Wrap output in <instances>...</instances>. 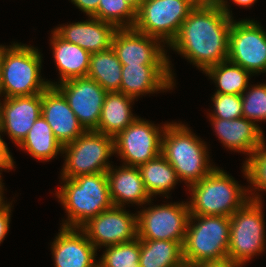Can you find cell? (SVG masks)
I'll return each instance as SVG.
<instances>
[{"label":"cell","mask_w":266,"mask_h":267,"mask_svg":"<svg viewBox=\"0 0 266 267\" xmlns=\"http://www.w3.org/2000/svg\"><path fill=\"white\" fill-rule=\"evenodd\" d=\"M232 21L216 1L200 0L168 47L204 72L227 60Z\"/></svg>","instance_id":"1"},{"label":"cell","mask_w":266,"mask_h":267,"mask_svg":"<svg viewBox=\"0 0 266 267\" xmlns=\"http://www.w3.org/2000/svg\"><path fill=\"white\" fill-rule=\"evenodd\" d=\"M31 45L0 47V96L5 98L43 93L54 82L41 76L42 55Z\"/></svg>","instance_id":"2"},{"label":"cell","mask_w":266,"mask_h":267,"mask_svg":"<svg viewBox=\"0 0 266 267\" xmlns=\"http://www.w3.org/2000/svg\"><path fill=\"white\" fill-rule=\"evenodd\" d=\"M61 179L64 184L55 194L68 213L62 227L81 228L91 218L113 206L106 172Z\"/></svg>","instance_id":"3"},{"label":"cell","mask_w":266,"mask_h":267,"mask_svg":"<svg viewBox=\"0 0 266 267\" xmlns=\"http://www.w3.org/2000/svg\"><path fill=\"white\" fill-rule=\"evenodd\" d=\"M188 126L177 122L168 123L162 135L161 154L175 169L177 177L187 187L210 174L212 166L208 147Z\"/></svg>","instance_id":"4"},{"label":"cell","mask_w":266,"mask_h":267,"mask_svg":"<svg viewBox=\"0 0 266 267\" xmlns=\"http://www.w3.org/2000/svg\"><path fill=\"white\" fill-rule=\"evenodd\" d=\"M188 189L191 192L188 202L191 215L231 217L250 200L248 189L219 167Z\"/></svg>","instance_id":"5"},{"label":"cell","mask_w":266,"mask_h":267,"mask_svg":"<svg viewBox=\"0 0 266 267\" xmlns=\"http://www.w3.org/2000/svg\"><path fill=\"white\" fill-rule=\"evenodd\" d=\"M229 239L230 217L190 215L183 243L186 267L228 259Z\"/></svg>","instance_id":"6"},{"label":"cell","mask_w":266,"mask_h":267,"mask_svg":"<svg viewBox=\"0 0 266 267\" xmlns=\"http://www.w3.org/2000/svg\"><path fill=\"white\" fill-rule=\"evenodd\" d=\"M200 0H137V31L169 46L182 23Z\"/></svg>","instance_id":"7"},{"label":"cell","mask_w":266,"mask_h":267,"mask_svg":"<svg viewBox=\"0 0 266 267\" xmlns=\"http://www.w3.org/2000/svg\"><path fill=\"white\" fill-rule=\"evenodd\" d=\"M62 154L65 162L61 178L106 172L111 167L109 158L115 154L114 137L85 131L75 141L63 145Z\"/></svg>","instance_id":"8"},{"label":"cell","mask_w":266,"mask_h":267,"mask_svg":"<svg viewBox=\"0 0 266 267\" xmlns=\"http://www.w3.org/2000/svg\"><path fill=\"white\" fill-rule=\"evenodd\" d=\"M262 202L249 200L230 217L228 259L244 265L266 250Z\"/></svg>","instance_id":"9"},{"label":"cell","mask_w":266,"mask_h":267,"mask_svg":"<svg viewBox=\"0 0 266 267\" xmlns=\"http://www.w3.org/2000/svg\"><path fill=\"white\" fill-rule=\"evenodd\" d=\"M190 215L188 201L143 208L137 214L138 238L184 242Z\"/></svg>","instance_id":"10"},{"label":"cell","mask_w":266,"mask_h":267,"mask_svg":"<svg viewBox=\"0 0 266 267\" xmlns=\"http://www.w3.org/2000/svg\"><path fill=\"white\" fill-rule=\"evenodd\" d=\"M167 124L158 127L138 117L114 137L115 153L124 161L122 165L138 167L160 155Z\"/></svg>","instance_id":"11"},{"label":"cell","mask_w":266,"mask_h":267,"mask_svg":"<svg viewBox=\"0 0 266 267\" xmlns=\"http://www.w3.org/2000/svg\"><path fill=\"white\" fill-rule=\"evenodd\" d=\"M254 20H233L229 33L227 60L253 76L266 72V32Z\"/></svg>","instance_id":"12"},{"label":"cell","mask_w":266,"mask_h":267,"mask_svg":"<svg viewBox=\"0 0 266 267\" xmlns=\"http://www.w3.org/2000/svg\"><path fill=\"white\" fill-rule=\"evenodd\" d=\"M135 28H118L112 40V49L122 65H169L174 80L171 61L165 45Z\"/></svg>","instance_id":"13"},{"label":"cell","mask_w":266,"mask_h":267,"mask_svg":"<svg viewBox=\"0 0 266 267\" xmlns=\"http://www.w3.org/2000/svg\"><path fill=\"white\" fill-rule=\"evenodd\" d=\"M124 208L112 206L81 227L96 249L138 238L137 214H131Z\"/></svg>","instance_id":"14"},{"label":"cell","mask_w":266,"mask_h":267,"mask_svg":"<svg viewBox=\"0 0 266 267\" xmlns=\"http://www.w3.org/2000/svg\"><path fill=\"white\" fill-rule=\"evenodd\" d=\"M55 83V87L66 98L69 107L84 129L86 131L96 130L107 92L95 80L88 77Z\"/></svg>","instance_id":"15"},{"label":"cell","mask_w":266,"mask_h":267,"mask_svg":"<svg viewBox=\"0 0 266 267\" xmlns=\"http://www.w3.org/2000/svg\"><path fill=\"white\" fill-rule=\"evenodd\" d=\"M42 93L4 98L0 102V127L2 132L18 146L41 115Z\"/></svg>","instance_id":"16"},{"label":"cell","mask_w":266,"mask_h":267,"mask_svg":"<svg viewBox=\"0 0 266 267\" xmlns=\"http://www.w3.org/2000/svg\"><path fill=\"white\" fill-rule=\"evenodd\" d=\"M51 244L55 267H98L97 249L81 228L62 227Z\"/></svg>","instance_id":"17"},{"label":"cell","mask_w":266,"mask_h":267,"mask_svg":"<svg viewBox=\"0 0 266 267\" xmlns=\"http://www.w3.org/2000/svg\"><path fill=\"white\" fill-rule=\"evenodd\" d=\"M41 115L62 145L75 141L86 131L55 86H49L42 93Z\"/></svg>","instance_id":"18"},{"label":"cell","mask_w":266,"mask_h":267,"mask_svg":"<svg viewBox=\"0 0 266 267\" xmlns=\"http://www.w3.org/2000/svg\"><path fill=\"white\" fill-rule=\"evenodd\" d=\"M88 19V21L61 25L53 31L63 40L80 46L90 54L111 48L118 28L112 23L91 16Z\"/></svg>","instance_id":"19"},{"label":"cell","mask_w":266,"mask_h":267,"mask_svg":"<svg viewBox=\"0 0 266 267\" xmlns=\"http://www.w3.org/2000/svg\"><path fill=\"white\" fill-rule=\"evenodd\" d=\"M169 65H122L120 92L136 98L175 86Z\"/></svg>","instance_id":"20"},{"label":"cell","mask_w":266,"mask_h":267,"mask_svg":"<svg viewBox=\"0 0 266 267\" xmlns=\"http://www.w3.org/2000/svg\"><path fill=\"white\" fill-rule=\"evenodd\" d=\"M210 121L224 147L234 152L246 153L250 157L265 140L261 127L245 117L232 120L210 118Z\"/></svg>","instance_id":"21"},{"label":"cell","mask_w":266,"mask_h":267,"mask_svg":"<svg viewBox=\"0 0 266 267\" xmlns=\"http://www.w3.org/2000/svg\"><path fill=\"white\" fill-rule=\"evenodd\" d=\"M112 165L107 171L109 194L113 206L124 207L128 204L139 206L149 204V196L138 167L122 165L118 169Z\"/></svg>","instance_id":"22"},{"label":"cell","mask_w":266,"mask_h":267,"mask_svg":"<svg viewBox=\"0 0 266 267\" xmlns=\"http://www.w3.org/2000/svg\"><path fill=\"white\" fill-rule=\"evenodd\" d=\"M50 38L53 57L60 75V82L80 77H87L90 53L80 46L69 43L53 30Z\"/></svg>","instance_id":"23"},{"label":"cell","mask_w":266,"mask_h":267,"mask_svg":"<svg viewBox=\"0 0 266 267\" xmlns=\"http://www.w3.org/2000/svg\"><path fill=\"white\" fill-rule=\"evenodd\" d=\"M135 98L121 92H107L104 98L97 132L116 137L138 116H134L131 105Z\"/></svg>","instance_id":"24"},{"label":"cell","mask_w":266,"mask_h":267,"mask_svg":"<svg viewBox=\"0 0 266 267\" xmlns=\"http://www.w3.org/2000/svg\"><path fill=\"white\" fill-rule=\"evenodd\" d=\"M183 243L140 239V267H186Z\"/></svg>","instance_id":"25"},{"label":"cell","mask_w":266,"mask_h":267,"mask_svg":"<svg viewBox=\"0 0 266 267\" xmlns=\"http://www.w3.org/2000/svg\"><path fill=\"white\" fill-rule=\"evenodd\" d=\"M18 147L36 160L47 162L59 153L62 154L63 145L55 138L50 125L40 115Z\"/></svg>","instance_id":"26"},{"label":"cell","mask_w":266,"mask_h":267,"mask_svg":"<svg viewBox=\"0 0 266 267\" xmlns=\"http://www.w3.org/2000/svg\"><path fill=\"white\" fill-rule=\"evenodd\" d=\"M138 169L150 197L162 194L168 199L167 194L180 181L175 169L162 154L138 166Z\"/></svg>","instance_id":"27"},{"label":"cell","mask_w":266,"mask_h":267,"mask_svg":"<svg viewBox=\"0 0 266 267\" xmlns=\"http://www.w3.org/2000/svg\"><path fill=\"white\" fill-rule=\"evenodd\" d=\"M87 77L95 80L106 92H120L122 64L112 47L90 55Z\"/></svg>","instance_id":"28"},{"label":"cell","mask_w":266,"mask_h":267,"mask_svg":"<svg viewBox=\"0 0 266 267\" xmlns=\"http://www.w3.org/2000/svg\"><path fill=\"white\" fill-rule=\"evenodd\" d=\"M203 73H206V76L208 75L210 79H213L218 88L214 94L228 95H242L250 85L249 81L252 76L249 71L229 60L210 66Z\"/></svg>","instance_id":"29"},{"label":"cell","mask_w":266,"mask_h":267,"mask_svg":"<svg viewBox=\"0 0 266 267\" xmlns=\"http://www.w3.org/2000/svg\"><path fill=\"white\" fill-rule=\"evenodd\" d=\"M136 9L137 0H100L92 17L112 23L117 28H133Z\"/></svg>","instance_id":"30"},{"label":"cell","mask_w":266,"mask_h":267,"mask_svg":"<svg viewBox=\"0 0 266 267\" xmlns=\"http://www.w3.org/2000/svg\"><path fill=\"white\" fill-rule=\"evenodd\" d=\"M266 140H264L255 152L244 162L243 174L247 181L251 183L250 190L248 189L249 198L252 201L262 202L261 195L255 193L258 191H266ZM254 187V188H253ZM254 193H251L253 192ZM252 195V196H251Z\"/></svg>","instance_id":"31"},{"label":"cell","mask_w":266,"mask_h":267,"mask_svg":"<svg viewBox=\"0 0 266 267\" xmlns=\"http://www.w3.org/2000/svg\"><path fill=\"white\" fill-rule=\"evenodd\" d=\"M98 267H140V239L105 247Z\"/></svg>","instance_id":"32"},{"label":"cell","mask_w":266,"mask_h":267,"mask_svg":"<svg viewBox=\"0 0 266 267\" xmlns=\"http://www.w3.org/2000/svg\"><path fill=\"white\" fill-rule=\"evenodd\" d=\"M243 117L253 121H266V84L248 86L242 93Z\"/></svg>","instance_id":"33"},{"label":"cell","mask_w":266,"mask_h":267,"mask_svg":"<svg viewBox=\"0 0 266 267\" xmlns=\"http://www.w3.org/2000/svg\"><path fill=\"white\" fill-rule=\"evenodd\" d=\"M212 102L214 111L208 114L210 118L232 120L243 117L241 95L214 94Z\"/></svg>","instance_id":"34"},{"label":"cell","mask_w":266,"mask_h":267,"mask_svg":"<svg viewBox=\"0 0 266 267\" xmlns=\"http://www.w3.org/2000/svg\"><path fill=\"white\" fill-rule=\"evenodd\" d=\"M1 127H0V170H11L14 168V160L10 154L9 148L5 141L1 138Z\"/></svg>","instance_id":"35"},{"label":"cell","mask_w":266,"mask_h":267,"mask_svg":"<svg viewBox=\"0 0 266 267\" xmlns=\"http://www.w3.org/2000/svg\"><path fill=\"white\" fill-rule=\"evenodd\" d=\"M12 203H9L4 208L0 209V244L5 239L8 231H9V224H10V216H11V206Z\"/></svg>","instance_id":"36"},{"label":"cell","mask_w":266,"mask_h":267,"mask_svg":"<svg viewBox=\"0 0 266 267\" xmlns=\"http://www.w3.org/2000/svg\"><path fill=\"white\" fill-rule=\"evenodd\" d=\"M100 0H71V2L78 7L84 14L89 16H93L98 9Z\"/></svg>","instance_id":"37"},{"label":"cell","mask_w":266,"mask_h":267,"mask_svg":"<svg viewBox=\"0 0 266 267\" xmlns=\"http://www.w3.org/2000/svg\"><path fill=\"white\" fill-rule=\"evenodd\" d=\"M257 0H232L233 3H235L238 6H244V7H250L252 6ZM216 2L219 4L221 9L230 17H232V11H230L229 4L227 5V0H216Z\"/></svg>","instance_id":"38"},{"label":"cell","mask_w":266,"mask_h":267,"mask_svg":"<svg viewBox=\"0 0 266 267\" xmlns=\"http://www.w3.org/2000/svg\"><path fill=\"white\" fill-rule=\"evenodd\" d=\"M192 267H243L242 265L232 262L230 259L217 262H204Z\"/></svg>","instance_id":"39"},{"label":"cell","mask_w":266,"mask_h":267,"mask_svg":"<svg viewBox=\"0 0 266 267\" xmlns=\"http://www.w3.org/2000/svg\"><path fill=\"white\" fill-rule=\"evenodd\" d=\"M1 171L2 170H0V209H2V208H4L5 206H7L8 204H9V202L7 203V200L5 201L4 200V198L5 197H3V187H4V185L2 184V178H1ZM6 202V203H5Z\"/></svg>","instance_id":"40"}]
</instances>
